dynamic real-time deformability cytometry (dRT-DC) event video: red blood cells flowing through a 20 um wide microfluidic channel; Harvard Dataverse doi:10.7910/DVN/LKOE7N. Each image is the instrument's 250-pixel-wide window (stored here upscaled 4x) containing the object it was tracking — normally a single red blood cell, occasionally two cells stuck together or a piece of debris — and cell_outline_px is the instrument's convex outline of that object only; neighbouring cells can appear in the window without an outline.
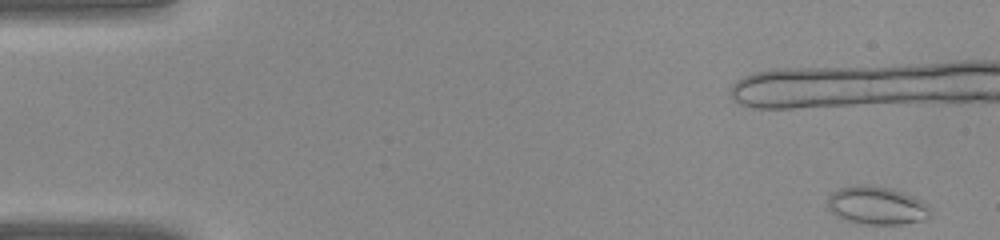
{"species": "common noctule bat (a hibernating species)", "species_latin": "Nyctalus noctula", "temperature_condition": "warm", "stored_images_in_passage": 15, "camera_frame_rate_fps": 3000, "um_per_image_px": 0.085, "animal": {"sex": "female", "body_mass_g": 22.0, "forearm_length_mm": 56.7}, "frame": {"image": 1, "passage_image": 1, "time_ms": 0.0, "image_size_px": [1000, 240], "cell_outline_px": [[932, 208], [928, 216], [924, 220], [900, 224], [864, 224], [848, 220], [836, 216], [828, 208], [828, 196], [832, 192], [840, 188], [852, 184], [868, 184], [892, 188], [904, 192], [928, 204]], "centroid_in_image_um": [74.52, 17.44], "position_along_channel_um": 10.5, "area_um2": 23.0}}